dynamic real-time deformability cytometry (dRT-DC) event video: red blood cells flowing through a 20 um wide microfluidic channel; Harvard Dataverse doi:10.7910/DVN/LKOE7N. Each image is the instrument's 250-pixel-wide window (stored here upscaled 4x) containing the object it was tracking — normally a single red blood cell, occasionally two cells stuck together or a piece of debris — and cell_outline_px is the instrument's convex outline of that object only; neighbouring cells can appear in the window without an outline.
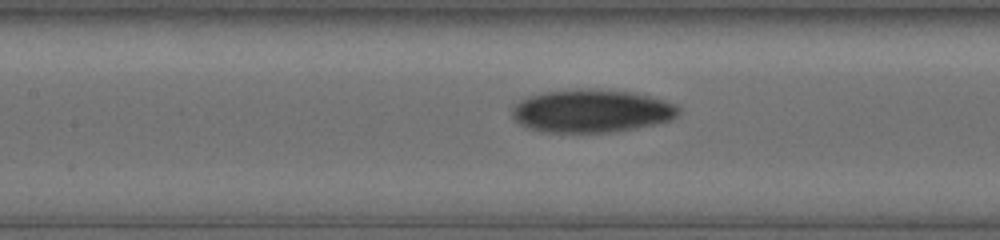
{"species": "human", "species_latin": "Homo sapiens", "temperature_condition": "cold", "stored_images_in_passage": 33, "camera_frame_rate_fps": 3000, "um_per_image_px": 0.085, "donor": {"sex": "female"}, "frame": {"image": 1, "passage_image": 14, "time_ms": 4.667, "image_size_px": [1000, 240], "cell_outline_px": [[680, 112], [672, 120], [612, 132], [540, 132], [528, 128], [512, 120], [512, 108], [520, 100], [528, 96], [540, 92], [588, 88], [632, 92], [664, 100], [676, 104], [680, 108]], "centroid_in_image_um": [50.24, 9.43], "position_along_channel_um": 157.2, "area_um2": 41.85}}
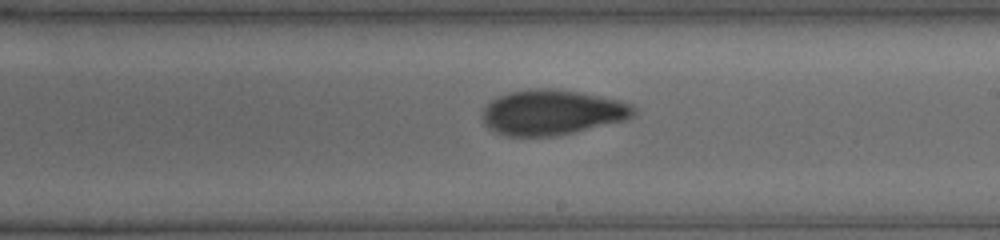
{"frame": {"image": 2, "passage_image": 20, "time_ms": 6.667, "image_size_px": [1000, 240], "cell_outline_px": [[636, 116], [624, 120], [572, 132], [552, 136], [508, 136], [496, 132], [488, 128], [484, 124], [484, 108], [492, 100], [508, 92], [532, 88], [556, 88], [580, 92], [620, 100], [632, 104], [636, 108]], "centroid_in_image_um": [46.95, 9.53], "position_along_channel_um": 242.0, "area_um2": 39.71}}
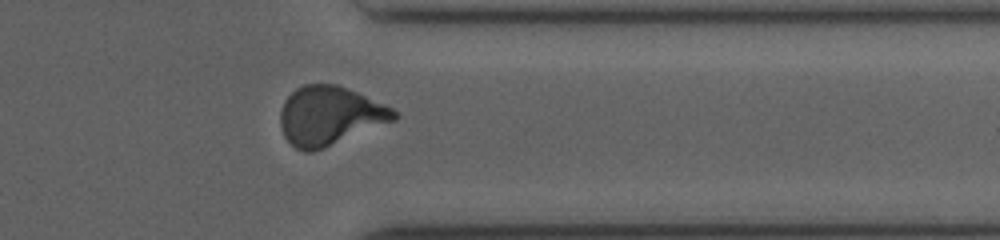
{"frame": {"image": 3, "passage_image": 29, "time_ms": 10.0, "image_size_px": [1000, 240], "cell_outline_px": [[400, 116], [396, 120], [324, 148], [312, 152], [304, 152], [296, 148], [284, 136], [280, 124], [280, 112], [284, 100], [296, 88], [304, 84], [336, 84], [356, 92], [384, 104], [392, 108]], "centroid_in_image_um": [28.02, 9.85], "position_along_channel_um": 383.4, "area_um2": 38.9}}